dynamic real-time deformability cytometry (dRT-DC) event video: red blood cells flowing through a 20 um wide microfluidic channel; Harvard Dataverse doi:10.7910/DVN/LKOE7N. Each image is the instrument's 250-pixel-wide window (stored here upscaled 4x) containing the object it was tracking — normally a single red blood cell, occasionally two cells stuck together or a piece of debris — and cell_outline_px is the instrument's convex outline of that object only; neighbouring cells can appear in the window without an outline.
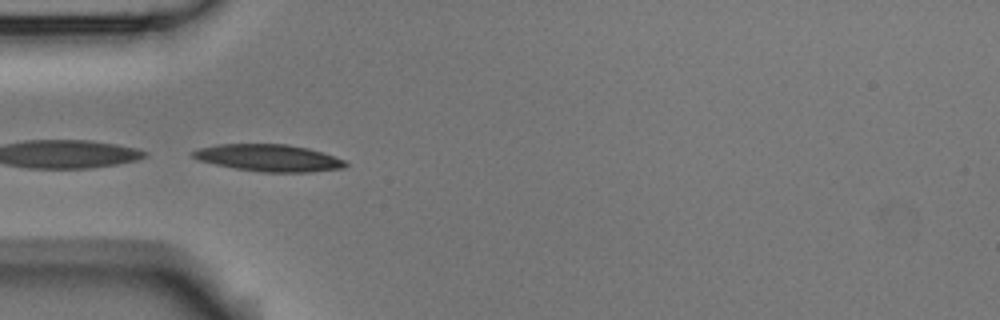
{"species": "Egyptian fruit bat (a non-hibernating species)", "species_latin": "Rousettus aegyptiacus", "temperature_condition": "room temperature", "stored_images_in_passage": 7, "camera_frame_rate_fps": 3000, "um_per_image_px": 0.085, "animal": {"sex": "male"}, "frame": {"image": 1, "passage_image": 4, "time_ms": 1.0, "image_size_px": [1000, 320], "cell_outline_px": [[348, 164], [344, 168], [312, 172], [260, 172], [236, 168], [196, 160], [188, 152], [196, 148], [216, 144], [288, 144], [308, 148], [344, 160]], "centroid_in_image_um": [22.77, 13.41], "position_along_channel_um": 62.2, "area_um2": 24.1}}
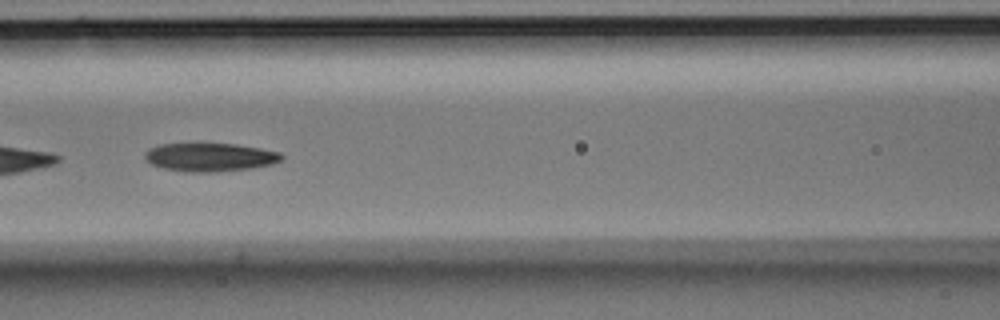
{"frame": {"image": 2, "passage_image": 6, "time_ms": 1.667, "image_size_px": [1000, 320], "cell_outline_px": [[284, 160], [272, 164], [252, 168], [216, 172], [184, 172], [164, 168], [152, 164], [144, 156], [144, 152], [148, 148], [160, 144], [196, 140], [236, 144], [260, 148], [280, 152], [284, 156]], "centroid_in_image_um": [17.83, 13.31], "position_along_channel_um": 148.8, "area_um2": 23.81}}
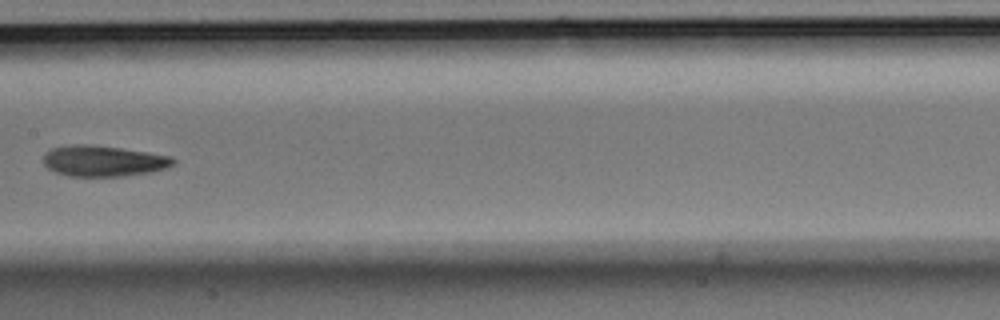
{"frame": {"image": 3, "passage_image": 7, "time_ms": 2.0, "image_size_px": [1000, 320], "cell_outline_px": [[176, 160], [172, 164], [164, 168], [152, 172], [124, 176], [68, 176], [56, 172], [48, 168], [44, 164], [44, 152], [52, 148], [72, 144], [88, 144], [120, 148], [168, 156]], "centroid_in_image_um": [8.73, 13.68], "position_along_channel_um": 198.7, "area_um2": 23.12}}